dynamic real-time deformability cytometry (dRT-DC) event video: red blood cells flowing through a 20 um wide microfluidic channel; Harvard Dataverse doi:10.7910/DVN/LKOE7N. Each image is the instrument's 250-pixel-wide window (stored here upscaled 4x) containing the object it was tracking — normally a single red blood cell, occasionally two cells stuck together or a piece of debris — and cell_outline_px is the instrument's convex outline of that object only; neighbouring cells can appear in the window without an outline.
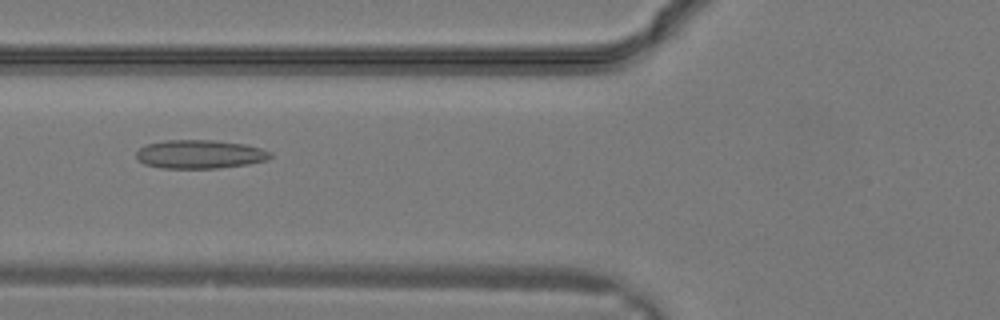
{"species": "common noctule bat (a hibernating species)", "species_latin": "Nyctalus noctula", "temperature_condition": "warm", "stored_images_in_passage": 11, "camera_frame_rate_fps": 3000, "um_per_image_px": 0.085, "animal": {"sex": "male", "body_mass_g": 19.2, "forearm_length_mm": 51.8}, "frame": {"image": 1, "passage_image": 4, "time_ms": 1.0, "image_size_px": [1000, 320], "cell_outline_px": [[272, 156], [268, 160], [248, 164], [220, 168], [160, 168], [144, 164], [136, 156], [136, 152], [140, 148], [148, 144], [164, 140], [216, 140], [244, 144], [260, 148], [272, 152]], "centroid_in_image_um": [17.01, 13.11], "position_along_channel_um": 108.8, "area_um2": 22.43}}
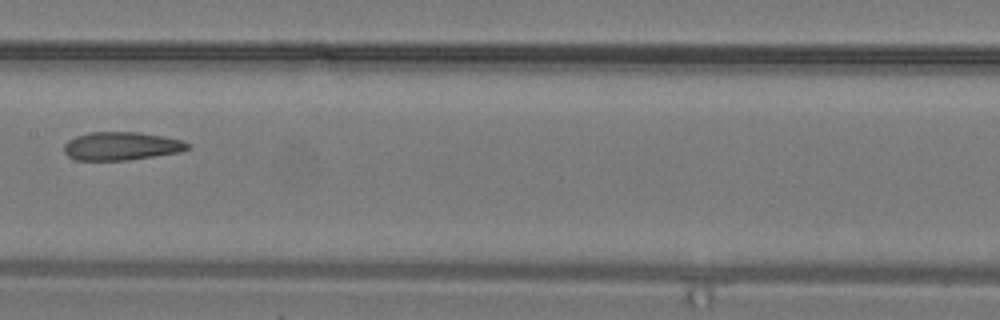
{"frame": {"image": 2, "passage_image": 8, "time_ms": 2.333, "image_size_px": [1000, 320], "cell_outline_px": [[192, 148], [180, 152], [128, 160], [76, 160], [68, 156], [64, 152], [64, 144], [68, 140], [76, 136], [92, 132], [140, 132], [180, 140], [188, 144]], "centroid_in_image_um": [10.29, 12.42], "position_along_channel_um": 197.1, "area_um2": 20.23}}
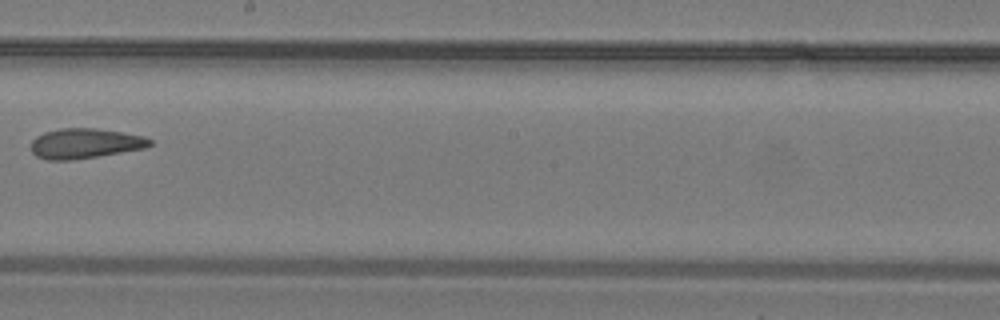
{"frame": {"image": 3, "passage_image": 10, "time_ms": 3.0, "image_size_px": [1000, 320], "cell_outline_px": [[152, 144], [144, 148], [72, 160], [48, 160], [36, 156], [32, 152], [32, 140], [36, 136], [44, 132], [60, 128], [96, 128], [144, 136], [152, 140]], "centroid_in_image_um": [7.2, 12.18], "position_along_channel_um": 241.0, "area_um2": 20.63}}